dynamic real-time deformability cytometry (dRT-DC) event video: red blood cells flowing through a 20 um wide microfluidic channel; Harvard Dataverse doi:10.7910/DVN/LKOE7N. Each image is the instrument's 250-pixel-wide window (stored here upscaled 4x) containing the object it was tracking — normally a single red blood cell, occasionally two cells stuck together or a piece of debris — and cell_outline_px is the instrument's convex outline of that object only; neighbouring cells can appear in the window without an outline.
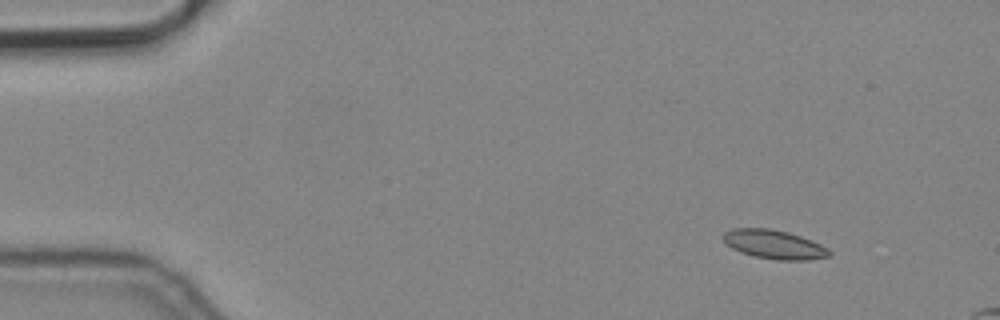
{"species": "common noctule bat (a hibernating species)", "species_latin": "Nyctalus noctula", "temperature_condition": "cold", "stored_images_in_passage": 4, "camera_frame_rate_fps": 3000, "um_per_image_px": 0.085, "animal": {"sex": "male", "body_mass_g": 19.2, "forearm_length_mm": 51.8}, "frame": {"image": 1, "passage_image": 1, "time_ms": 0.0, "image_size_px": [1000, 320], "cell_outline_px": [[832, 256], [808, 260], [776, 260], [756, 256], [740, 252], [724, 244], [720, 236], [724, 232], [732, 228], [768, 228], [788, 232], [812, 240], [828, 248], [832, 252]], "centroid_in_image_um": [65.78, 20.77], "position_along_channel_um": 19.2, "area_um2": 18.15}}